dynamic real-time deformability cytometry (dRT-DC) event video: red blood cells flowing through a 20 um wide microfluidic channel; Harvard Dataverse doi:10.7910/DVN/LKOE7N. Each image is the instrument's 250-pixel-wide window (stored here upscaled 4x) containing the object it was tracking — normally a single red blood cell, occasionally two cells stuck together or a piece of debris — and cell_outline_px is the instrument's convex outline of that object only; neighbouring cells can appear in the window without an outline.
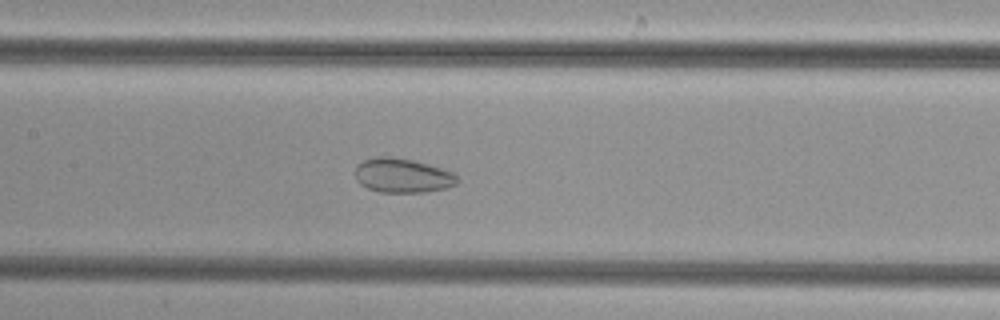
{"species": "common noctule bat (a hibernating species)", "species_latin": "Nyctalus noctula", "temperature_condition": "cold", "stored_images_in_passage": 41, "camera_frame_rate_fps": 3000, "um_per_image_px": 0.085, "animal": {"sex": "female", "body_mass_g": 29.2, "forearm_length_mm": 56.3}, "frame": {"image": 1, "passage_image": 15, "time_ms": 4.667, "image_size_px": [1000, 320], "cell_outline_px": [[460, 180], [456, 184], [448, 188], [424, 192], [380, 192], [368, 188], [360, 184], [356, 180], [356, 164], [364, 160], [376, 156], [392, 156], [412, 160], [428, 164], [452, 172]], "centroid_in_image_um": [34.21, 14.92], "position_along_channel_um": 173.2, "area_um2": 20.52}}
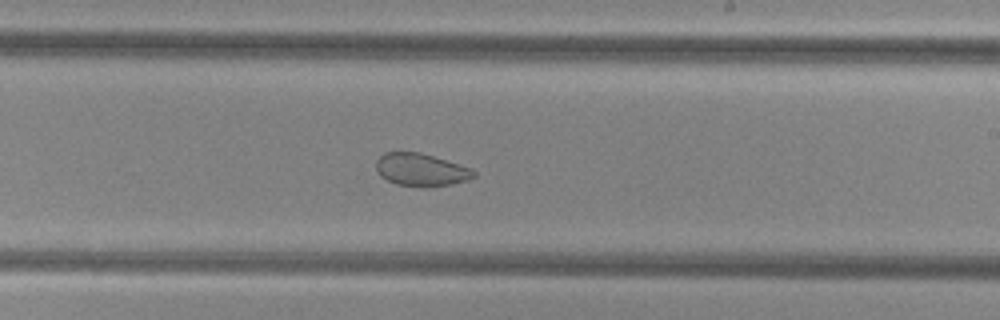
{"frame": {"image": 2, "passage_image": 21, "time_ms": 6.667, "image_size_px": [1000, 320], "cell_outline_px": [[476, 176], [472, 180], [452, 184], [428, 188], [424, 188], [396, 184], [380, 176], [376, 168], [376, 160], [384, 152], [420, 152], [472, 168], [476, 172]], "centroid_in_image_um": [35.83, 14.45], "position_along_channel_um": 253.2, "area_um2": 18.96}}
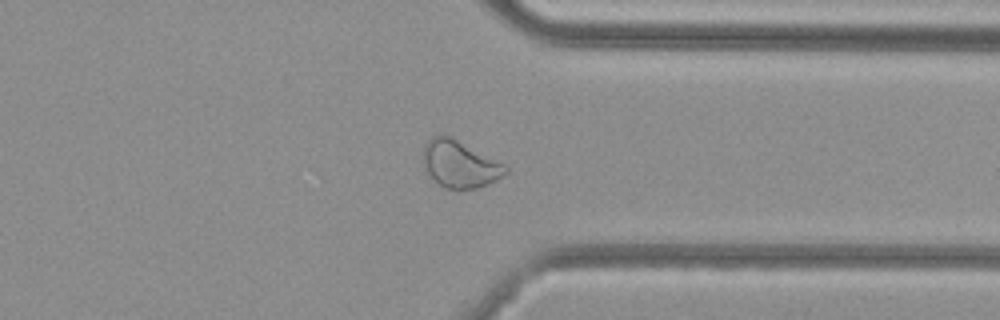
{"frame": {"image": 3, "passage_image": 30, "time_ms": 9.667, "image_size_px": [1000, 320], "cell_outline_px": [[508, 172], [496, 180], [488, 184], [476, 188], [444, 188], [424, 172], [424, 144], [432, 136], [440, 132], [444, 132], [508, 164]], "centroid_in_image_um": [39.1, 13.89], "position_along_channel_um": 372.3, "area_um2": 23.29}}